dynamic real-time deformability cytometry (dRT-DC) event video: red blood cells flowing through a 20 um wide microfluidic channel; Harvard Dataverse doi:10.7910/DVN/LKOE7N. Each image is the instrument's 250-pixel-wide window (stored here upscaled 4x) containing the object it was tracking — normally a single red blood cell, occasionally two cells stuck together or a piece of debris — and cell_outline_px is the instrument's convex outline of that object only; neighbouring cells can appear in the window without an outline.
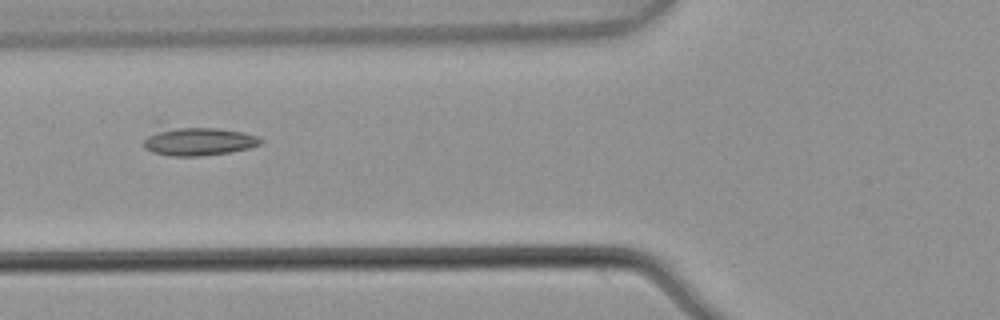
{"species": "common noctule bat (a hibernating species)", "species_latin": "Nyctalus noctula", "temperature_condition": "warm", "stored_images_in_passage": 7, "camera_frame_rate_fps": 3000, "um_per_image_px": 0.085, "animal": {"sex": "male", "body_mass_g": 21.5, "forearm_length_mm": 52.0}, "frame": {"image": 1, "passage_image": 6, "time_ms": 1.667, "image_size_px": [1000, 320], "cell_outline_px": [[264, 140], [260, 144], [248, 148], [228, 152], [200, 156], [172, 156], [152, 152], [144, 148], [144, 140], [156, 120], [164, 120], [220, 128], [244, 132], [256, 136]], "centroid_in_image_um": [16.62, 11.87], "position_along_channel_um": 109.2, "area_um2": 21.56}}
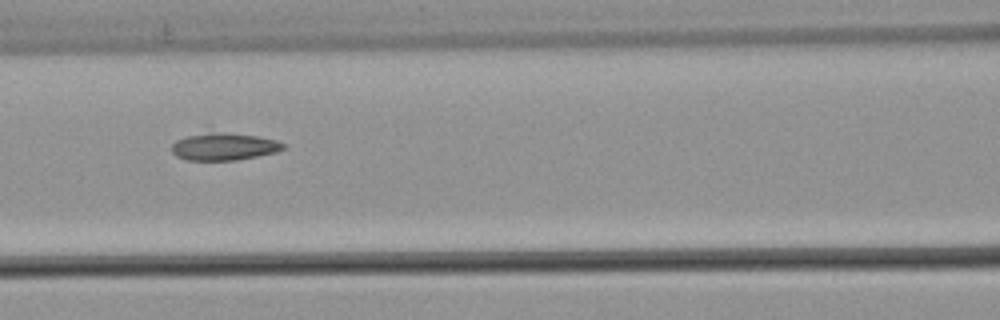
{"frame": {"image": 2, "passage_image": 7, "time_ms": 2.0, "image_size_px": [1000, 320], "cell_outline_px": [[284, 148], [276, 152], [236, 160], [188, 160], [176, 156], [172, 152], [172, 144], [176, 140], [208, 124], [276, 140], [284, 144]], "centroid_in_image_um": [18.94, 12.31], "position_along_channel_um": 147.7, "area_um2": 19.71}}